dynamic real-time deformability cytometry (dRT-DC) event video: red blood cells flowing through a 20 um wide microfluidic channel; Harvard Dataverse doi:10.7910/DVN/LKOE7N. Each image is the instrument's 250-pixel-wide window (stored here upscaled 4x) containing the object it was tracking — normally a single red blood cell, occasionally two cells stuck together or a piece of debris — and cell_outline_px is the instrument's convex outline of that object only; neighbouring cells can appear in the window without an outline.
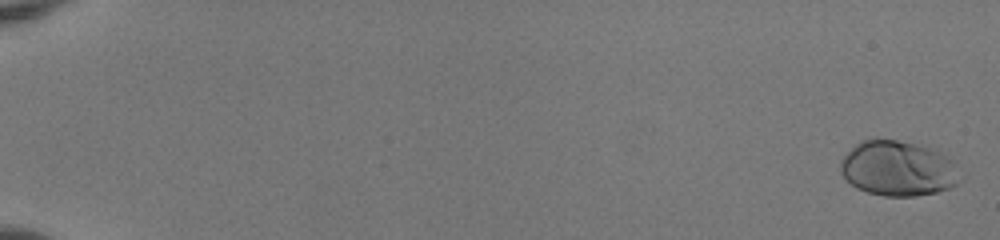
{"species": "human", "species_latin": "Homo sapiens", "temperature_condition": "room temperature", "stored_images_in_passage": 14, "camera_frame_rate_fps": 3000, "um_per_image_px": 0.085, "donor": {"sex": "female"}, "frame": {"image": 1, "passage_image": 1, "time_ms": 0.0, "image_size_px": [1000, 240], "cell_outline_px": [[964, 176], [956, 184], [948, 188], [936, 192], [916, 196], [884, 196], [868, 192], [856, 188], [840, 172], [840, 160], [856, 144], [864, 140], [876, 136], [896, 140], [928, 148], [948, 156], [952, 160]], "centroid_in_image_um": [76.34, 14.31], "position_along_channel_um": 8.7, "area_um2": 38.61}}